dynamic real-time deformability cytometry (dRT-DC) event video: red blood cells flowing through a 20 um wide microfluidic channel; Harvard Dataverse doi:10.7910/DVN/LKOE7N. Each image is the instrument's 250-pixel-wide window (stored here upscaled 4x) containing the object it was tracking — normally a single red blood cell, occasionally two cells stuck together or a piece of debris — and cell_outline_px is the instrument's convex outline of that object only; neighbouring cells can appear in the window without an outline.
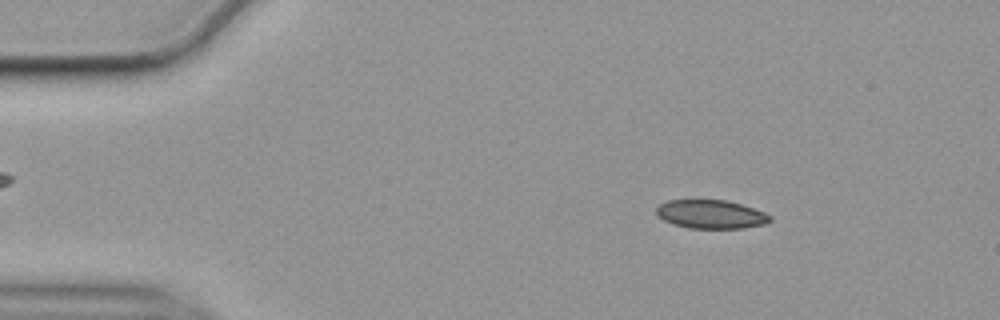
{"species": "common noctule bat (a hibernating species)", "species_latin": "Nyctalus noctula", "temperature_condition": "cold", "stored_images_in_passage": 17, "camera_frame_rate_fps": 3000, "um_per_image_px": 0.085, "animal": {"sex": "female", "body_mass_g": 19.9}, "frame": {"image": 1, "passage_image": 8, "time_ms": 2.333, "image_size_px": [1000, 320], "cell_outline_px": [[772, 220], [768, 224], [744, 228], [688, 228], [672, 224], [664, 220], [656, 212], [656, 208], [660, 204], [668, 200], [728, 200], [764, 212], [772, 216]], "centroid_in_image_um": [60.46, 18.22], "position_along_channel_um": 24.5, "area_um2": 19.02}}